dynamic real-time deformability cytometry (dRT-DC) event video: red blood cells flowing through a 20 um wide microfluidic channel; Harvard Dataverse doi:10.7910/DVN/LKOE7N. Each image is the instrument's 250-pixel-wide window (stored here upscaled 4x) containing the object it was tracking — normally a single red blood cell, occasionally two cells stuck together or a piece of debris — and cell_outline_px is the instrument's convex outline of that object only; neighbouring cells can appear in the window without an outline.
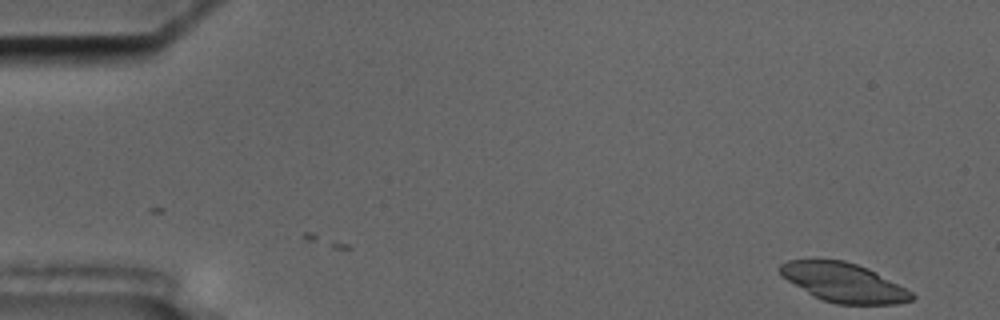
{"species": "common noctule bat (a hibernating species)", "species_latin": "Nyctalus noctula", "temperature_condition": "cold", "stored_images_in_passage": 3, "camera_frame_rate_fps": 3000, "um_per_image_px": 0.085, "animal": {"sex": "male", "body_mass_g": 17.5, "forearm_length_mm": 52.3}, "frame": {"image": 1, "passage_image": 3, "time_ms": 0.667, "image_size_px": [1000, 320], "cell_outline_px": [[916, 296], [912, 300], [896, 304], [836, 304], [812, 296], [788, 280], [776, 268], [780, 264], [788, 260], [816, 256], [844, 260], [868, 268], [876, 272], [912, 292]], "centroid_in_image_um": [71.65, 23.96], "position_along_channel_um": 13.4, "area_um2": 30.58}}